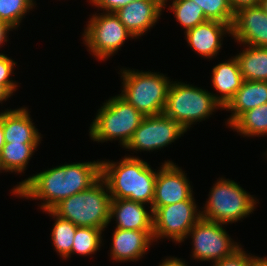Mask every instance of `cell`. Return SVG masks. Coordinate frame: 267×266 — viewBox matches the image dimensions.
<instances>
[{
  "mask_svg": "<svg viewBox=\"0 0 267 266\" xmlns=\"http://www.w3.org/2000/svg\"><path fill=\"white\" fill-rule=\"evenodd\" d=\"M101 177V159L64 163L18 182L12 195L28 200H40L41 210H51L60 201L88 189Z\"/></svg>",
  "mask_w": 267,
  "mask_h": 266,
  "instance_id": "obj_1",
  "label": "cell"
},
{
  "mask_svg": "<svg viewBox=\"0 0 267 266\" xmlns=\"http://www.w3.org/2000/svg\"><path fill=\"white\" fill-rule=\"evenodd\" d=\"M157 171L140 157L129 154L118 162L101 160V177L109 188L111 199H129L150 207Z\"/></svg>",
  "mask_w": 267,
  "mask_h": 266,
  "instance_id": "obj_2",
  "label": "cell"
},
{
  "mask_svg": "<svg viewBox=\"0 0 267 266\" xmlns=\"http://www.w3.org/2000/svg\"><path fill=\"white\" fill-rule=\"evenodd\" d=\"M111 196L105 180L100 177L88 189L55 205L51 211L60 218L84 227L106 230L110 224Z\"/></svg>",
  "mask_w": 267,
  "mask_h": 266,
  "instance_id": "obj_3",
  "label": "cell"
},
{
  "mask_svg": "<svg viewBox=\"0 0 267 266\" xmlns=\"http://www.w3.org/2000/svg\"><path fill=\"white\" fill-rule=\"evenodd\" d=\"M105 101L89 126V137L97 143L117 140L124 148L145 116L119 94Z\"/></svg>",
  "mask_w": 267,
  "mask_h": 266,
  "instance_id": "obj_4",
  "label": "cell"
},
{
  "mask_svg": "<svg viewBox=\"0 0 267 266\" xmlns=\"http://www.w3.org/2000/svg\"><path fill=\"white\" fill-rule=\"evenodd\" d=\"M121 93L144 116L163 114L171 79L160 72L121 68Z\"/></svg>",
  "mask_w": 267,
  "mask_h": 266,
  "instance_id": "obj_5",
  "label": "cell"
},
{
  "mask_svg": "<svg viewBox=\"0 0 267 266\" xmlns=\"http://www.w3.org/2000/svg\"><path fill=\"white\" fill-rule=\"evenodd\" d=\"M215 182L210 188L205 205L200 207L201 218L229 225L254 213L259 199L244 190L239 183L223 176Z\"/></svg>",
  "mask_w": 267,
  "mask_h": 266,
  "instance_id": "obj_6",
  "label": "cell"
},
{
  "mask_svg": "<svg viewBox=\"0 0 267 266\" xmlns=\"http://www.w3.org/2000/svg\"><path fill=\"white\" fill-rule=\"evenodd\" d=\"M223 107L214 99L213 92L182 81H171L163 114L180 124L186 131L197 122L207 121Z\"/></svg>",
  "mask_w": 267,
  "mask_h": 266,
  "instance_id": "obj_7",
  "label": "cell"
},
{
  "mask_svg": "<svg viewBox=\"0 0 267 266\" xmlns=\"http://www.w3.org/2000/svg\"><path fill=\"white\" fill-rule=\"evenodd\" d=\"M82 32L83 44L95 60L107 61L112 58L127 39L134 40V36L120 22L119 17L111 12H95Z\"/></svg>",
  "mask_w": 267,
  "mask_h": 266,
  "instance_id": "obj_8",
  "label": "cell"
},
{
  "mask_svg": "<svg viewBox=\"0 0 267 266\" xmlns=\"http://www.w3.org/2000/svg\"><path fill=\"white\" fill-rule=\"evenodd\" d=\"M226 226L201 218L185 239V241L189 238L192 240L191 258L197 262L211 261L213 264L232 256L239 250L242 245L231 238L224 228Z\"/></svg>",
  "mask_w": 267,
  "mask_h": 266,
  "instance_id": "obj_9",
  "label": "cell"
},
{
  "mask_svg": "<svg viewBox=\"0 0 267 266\" xmlns=\"http://www.w3.org/2000/svg\"><path fill=\"white\" fill-rule=\"evenodd\" d=\"M200 219L201 211L195 200L158 207L153 211V240L156 243L164 238L175 244L185 242L189 231Z\"/></svg>",
  "mask_w": 267,
  "mask_h": 266,
  "instance_id": "obj_10",
  "label": "cell"
},
{
  "mask_svg": "<svg viewBox=\"0 0 267 266\" xmlns=\"http://www.w3.org/2000/svg\"><path fill=\"white\" fill-rule=\"evenodd\" d=\"M186 132L180 124L164 114L145 116L124 150L160 151L180 139Z\"/></svg>",
  "mask_w": 267,
  "mask_h": 266,
  "instance_id": "obj_11",
  "label": "cell"
},
{
  "mask_svg": "<svg viewBox=\"0 0 267 266\" xmlns=\"http://www.w3.org/2000/svg\"><path fill=\"white\" fill-rule=\"evenodd\" d=\"M161 164L156 176L152 211L180 201L196 200L187 173L171 160H165Z\"/></svg>",
  "mask_w": 267,
  "mask_h": 266,
  "instance_id": "obj_12",
  "label": "cell"
},
{
  "mask_svg": "<svg viewBox=\"0 0 267 266\" xmlns=\"http://www.w3.org/2000/svg\"><path fill=\"white\" fill-rule=\"evenodd\" d=\"M231 38L240 46L267 47V13L260 5L243 7L234 13Z\"/></svg>",
  "mask_w": 267,
  "mask_h": 266,
  "instance_id": "obj_13",
  "label": "cell"
},
{
  "mask_svg": "<svg viewBox=\"0 0 267 266\" xmlns=\"http://www.w3.org/2000/svg\"><path fill=\"white\" fill-rule=\"evenodd\" d=\"M163 10V0H136L115 12L120 22L135 39L144 36L159 23Z\"/></svg>",
  "mask_w": 267,
  "mask_h": 266,
  "instance_id": "obj_14",
  "label": "cell"
},
{
  "mask_svg": "<svg viewBox=\"0 0 267 266\" xmlns=\"http://www.w3.org/2000/svg\"><path fill=\"white\" fill-rule=\"evenodd\" d=\"M110 258L114 262H136L147 255L153 245V230H123L115 228L112 233Z\"/></svg>",
  "mask_w": 267,
  "mask_h": 266,
  "instance_id": "obj_15",
  "label": "cell"
},
{
  "mask_svg": "<svg viewBox=\"0 0 267 266\" xmlns=\"http://www.w3.org/2000/svg\"><path fill=\"white\" fill-rule=\"evenodd\" d=\"M184 34V39L188 43L187 46L201 57L210 61L221 52L224 37L231 36V27L220 21L208 20L186 31Z\"/></svg>",
  "mask_w": 267,
  "mask_h": 266,
  "instance_id": "obj_16",
  "label": "cell"
},
{
  "mask_svg": "<svg viewBox=\"0 0 267 266\" xmlns=\"http://www.w3.org/2000/svg\"><path fill=\"white\" fill-rule=\"evenodd\" d=\"M112 220L116 221L115 228L123 230H153L151 207L129 199H111L110 223Z\"/></svg>",
  "mask_w": 267,
  "mask_h": 266,
  "instance_id": "obj_17",
  "label": "cell"
},
{
  "mask_svg": "<svg viewBox=\"0 0 267 266\" xmlns=\"http://www.w3.org/2000/svg\"><path fill=\"white\" fill-rule=\"evenodd\" d=\"M3 111L5 143H41L42 134L34 125L27 107L6 108Z\"/></svg>",
  "mask_w": 267,
  "mask_h": 266,
  "instance_id": "obj_18",
  "label": "cell"
},
{
  "mask_svg": "<svg viewBox=\"0 0 267 266\" xmlns=\"http://www.w3.org/2000/svg\"><path fill=\"white\" fill-rule=\"evenodd\" d=\"M211 74L212 86L217 91L213 97L224 108L244 81L235 55L213 66Z\"/></svg>",
  "mask_w": 267,
  "mask_h": 266,
  "instance_id": "obj_19",
  "label": "cell"
},
{
  "mask_svg": "<svg viewBox=\"0 0 267 266\" xmlns=\"http://www.w3.org/2000/svg\"><path fill=\"white\" fill-rule=\"evenodd\" d=\"M267 103V81L244 80L234 97L223 110L230 111L226 127L230 126L242 113Z\"/></svg>",
  "mask_w": 267,
  "mask_h": 266,
  "instance_id": "obj_20",
  "label": "cell"
},
{
  "mask_svg": "<svg viewBox=\"0 0 267 266\" xmlns=\"http://www.w3.org/2000/svg\"><path fill=\"white\" fill-rule=\"evenodd\" d=\"M235 55L244 80L267 81V47L242 45ZM245 47V49H244Z\"/></svg>",
  "mask_w": 267,
  "mask_h": 266,
  "instance_id": "obj_21",
  "label": "cell"
},
{
  "mask_svg": "<svg viewBox=\"0 0 267 266\" xmlns=\"http://www.w3.org/2000/svg\"><path fill=\"white\" fill-rule=\"evenodd\" d=\"M40 143H5L0 152V162L6 172L21 174L25 173L29 161L37 151Z\"/></svg>",
  "mask_w": 267,
  "mask_h": 266,
  "instance_id": "obj_22",
  "label": "cell"
},
{
  "mask_svg": "<svg viewBox=\"0 0 267 266\" xmlns=\"http://www.w3.org/2000/svg\"><path fill=\"white\" fill-rule=\"evenodd\" d=\"M241 137L267 136V103L242 113L229 127Z\"/></svg>",
  "mask_w": 267,
  "mask_h": 266,
  "instance_id": "obj_23",
  "label": "cell"
},
{
  "mask_svg": "<svg viewBox=\"0 0 267 266\" xmlns=\"http://www.w3.org/2000/svg\"><path fill=\"white\" fill-rule=\"evenodd\" d=\"M42 212H45V214L47 213L48 216H52L54 219V224L51 229V242L53 244L52 246H54V250L60 255L62 260L71 258L73 238L77 226L69 220L58 217L51 210Z\"/></svg>",
  "mask_w": 267,
  "mask_h": 266,
  "instance_id": "obj_24",
  "label": "cell"
},
{
  "mask_svg": "<svg viewBox=\"0 0 267 266\" xmlns=\"http://www.w3.org/2000/svg\"><path fill=\"white\" fill-rule=\"evenodd\" d=\"M169 1L171 0H163V10L168 7L175 16L176 21L182 26L184 33L208 21L203 9L196 2L192 0H173L170 5ZM168 2L169 5L167 4Z\"/></svg>",
  "mask_w": 267,
  "mask_h": 266,
  "instance_id": "obj_25",
  "label": "cell"
},
{
  "mask_svg": "<svg viewBox=\"0 0 267 266\" xmlns=\"http://www.w3.org/2000/svg\"><path fill=\"white\" fill-rule=\"evenodd\" d=\"M103 232L104 230L99 228L78 226L73 238L71 257L74 254L83 257L97 254L101 246H104Z\"/></svg>",
  "mask_w": 267,
  "mask_h": 266,
  "instance_id": "obj_26",
  "label": "cell"
},
{
  "mask_svg": "<svg viewBox=\"0 0 267 266\" xmlns=\"http://www.w3.org/2000/svg\"><path fill=\"white\" fill-rule=\"evenodd\" d=\"M36 0H0V21L7 23L15 31L22 20L36 7ZM35 5V6H34Z\"/></svg>",
  "mask_w": 267,
  "mask_h": 266,
  "instance_id": "obj_27",
  "label": "cell"
},
{
  "mask_svg": "<svg viewBox=\"0 0 267 266\" xmlns=\"http://www.w3.org/2000/svg\"><path fill=\"white\" fill-rule=\"evenodd\" d=\"M196 2L204 12L208 20H216L232 26L234 11L228 0H192Z\"/></svg>",
  "mask_w": 267,
  "mask_h": 266,
  "instance_id": "obj_28",
  "label": "cell"
},
{
  "mask_svg": "<svg viewBox=\"0 0 267 266\" xmlns=\"http://www.w3.org/2000/svg\"><path fill=\"white\" fill-rule=\"evenodd\" d=\"M17 62L7 54L0 55V84L3 85L12 95L18 90L19 82L12 79Z\"/></svg>",
  "mask_w": 267,
  "mask_h": 266,
  "instance_id": "obj_29",
  "label": "cell"
},
{
  "mask_svg": "<svg viewBox=\"0 0 267 266\" xmlns=\"http://www.w3.org/2000/svg\"><path fill=\"white\" fill-rule=\"evenodd\" d=\"M256 255L247 253L243 246L232 256L222 259L211 266H254Z\"/></svg>",
  "mask_w": 267,
  "mask_h": 266,
  "instance_id": "obj_30",
  "label": "cell"
},
{
  "mask_svg": "<svg viewBox=\"0 0 267 266\" xmlns=\"http://www.w3.org/2000/svg\"><path fill=\"white\" fill-rule=\"evenodd\" d=\"M136 0H89V4L103 12L115 13L120 8Z\"/></svg>",
  "mask_w": 267,
  "mask_h": 266,
  "instance_id": "obj_31",
  "label": "cell"
},
{
  "mask_svg": "<svg viewBox=\"0 0 267 266\" xmlns=\"http://www.w3.org/2000/svg\"><path fill=\"white\" fill-rule=\"evenodd\" d=\"M230 7L234 12L237 10L248 7V6H255L260 4V0H228Z\"/></svg>",
  "mask_w": 267,
  "mask_h": 266,
  "instance_id": "obj_32",
  "label": "cell"
},
{
  "mask_svg": "<svg viewBox=\"0 0 267 266\" xmlns=\"http://www.w3.org/2000/svg\"><path fill=\"white\" fill-rule=\"evenodd\" d=\"M158 266H190L183 258L169 256L162 260Z\"/></svg>",
  "mask_w": 267,
  "mask_h": 266,
  "instance_id": "obj_33",
  "label": "cell"
},
{
  "mask_svg": "<svg viewBox=\"0 0 267 266\" xmlns=\"http://www.w3.org/2000/svg\"><path fill=\"white\" fill-rule=\"evenodd\" d=\"M13 30H15V29L12 28L10 25L0 21V47L1 48L5 45V43L8 42L9 32H11ZM1 54H4V53L1 52L0 55Z\"/></svg>",
  "mask_w": 267,
  "mask_h": 266,
  "instance_id": "obj_34",
  "label": "cell"
},
{
  "mask_svg": "<svg viewBox=\"0 0 267 266\" xmlns=\"http://www.w3.org/2000/svg\"><path fill=\"white\" fill-rule=\"evenodd\" d=\"M13 95L3 86L0 84V103H4Z\"/></svg>",
  "mask_w": 267,
  "mask_h": 266,
  "instance_id": "obj_35",
  "label": "cell"
},
{
  "mask_svg": "<svg viewBox=\"0 0 267 266\" xmlns=\"http://www.w3.org/2000/svg\"><path fill=\"white\" fill-rule=\"evenodd\" d=\"M5 145L4 133H3V111L0 112V152Z\"/></svg>",
  "mask_w": 267,
  "mask_h": 266,
  "instance_id": "obj_36",
  "label": "cell"
},
{
  "mask_svg": "<svg viewBox=\"0 0 267 266\" xmlns=\"http://www.w3.org/2000/svg\"><path fill=\"white\" fill-rule=\"evenodd\" d=\"M254 266H267V256L259 257L257 255Z\"/></svg>",
  "mask_w": 267,
  "mask_h": 266,
  "instance_id": "obj_37",
  "label": "cell"
},
{
  "mask_svg": "<svg viewBox=\"0 0 267 266\" xmlns=\"http://www.w3.org/2000/svg\"><path fill=\"white\" fill-rule=\"evenodd\" d=\"M259 5L262 7L264 12L267 13V0H260V4Z\"/></svg>",
  "mask_w": 267,
  "mask_h": 266,
  "instance_id": "obj_38",
  "label": "cell"
},
{
  "mask_svg": "<svg viewBox=\"0 0 267 266\" xmlns=\"http://www.w3.org/2000/svg\"><path fill=\"white\" fill-rule=\"evenodd\" d=\"M4 170H3V168H2V166H1V162H0V173H2Z\"/></svg>",
  "mask_w": 267,
  "mask_h": 266,
  "instance_id": "obj_39",
  "label": "cell"
}]
</instances>
